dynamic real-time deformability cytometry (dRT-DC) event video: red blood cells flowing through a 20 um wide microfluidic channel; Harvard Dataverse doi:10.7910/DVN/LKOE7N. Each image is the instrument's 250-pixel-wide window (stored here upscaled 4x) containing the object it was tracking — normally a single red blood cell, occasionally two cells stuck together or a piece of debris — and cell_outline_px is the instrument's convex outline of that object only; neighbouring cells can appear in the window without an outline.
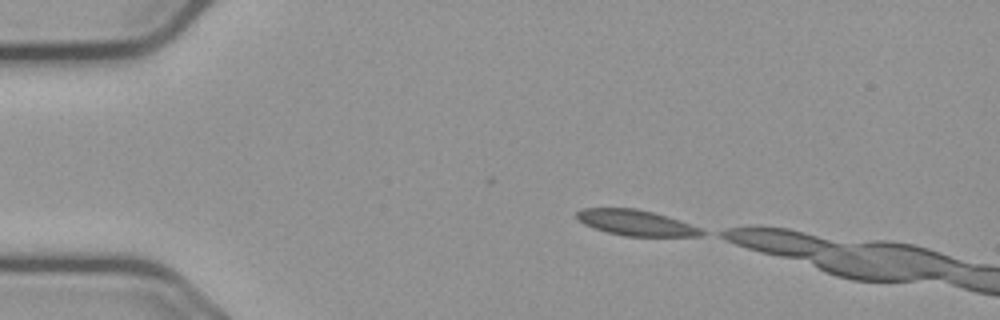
{"species": "common noctule bat (a hibernating species)", "species_latin": "Nyctalus noctula", "temperature_condition": "cold", "stored_images_in_passage": 5, "camera_frame_rate_fps": 3000, "um_per_image_px": 0.085, "animal": {"sex": "male", "body_mass_g": 23.1, "forearm_length_mm": 52.7}, "frame": {"image": 1, "passage_image": 1, "time_ms": 0.0, "image_size_px": [1000, 320], "cell_outline_px": [[708, 232], [704, 236], [624, 236], [608, 232], [584, 224], [576, 216], [576, 212], [580, 208], [636, 208], [652, 212], [700, 228]], "centroid_in_image_um": [54.05, 18.94], "position_along_channel_um": 31.0, "area_um2": 18.38}}